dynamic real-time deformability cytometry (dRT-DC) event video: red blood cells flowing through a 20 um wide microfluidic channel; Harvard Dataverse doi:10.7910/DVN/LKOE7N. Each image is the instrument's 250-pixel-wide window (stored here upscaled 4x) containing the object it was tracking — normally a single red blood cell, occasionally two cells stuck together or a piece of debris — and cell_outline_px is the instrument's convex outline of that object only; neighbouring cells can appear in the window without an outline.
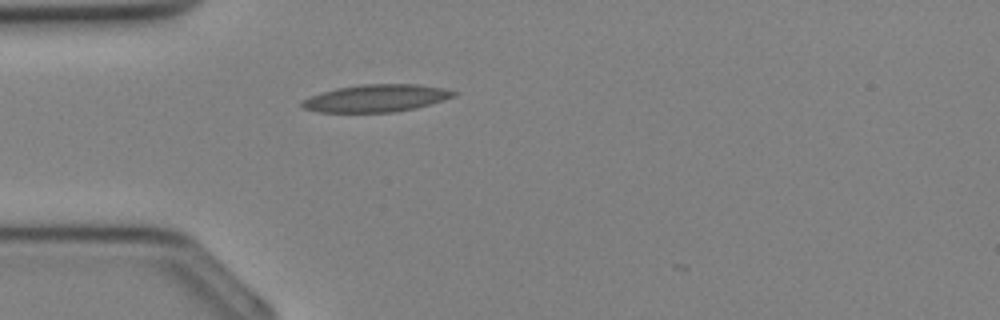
{"species": "Egyptian fruit bat (a non-hibernating species)", "species_latin": "Rousettus aegyptiacus", "temperature_condition": "cold", "stored_images_in_passage": 2, "camera_frame_rate_fps": 3000, "um_per_image_px": 0.085, "animal": {"sex": "female"}, "frame": {"image": 1, "passage_image": 1, "time_ms": 0.0, "image_size_px": [1000, 320], "cell_outline_px": [[460, 92], [456, 96], [444, 100], [416, 108], [396, 112], [320, 112], [300, 108], [300, 100], [320, 92], [336, 88], [360, 84], [420, 84], [444, 88]], "centroid_in_image_um": [31.97, 8.34], "position_along_channel_um": 53.0, "area_um2": 24.62}}